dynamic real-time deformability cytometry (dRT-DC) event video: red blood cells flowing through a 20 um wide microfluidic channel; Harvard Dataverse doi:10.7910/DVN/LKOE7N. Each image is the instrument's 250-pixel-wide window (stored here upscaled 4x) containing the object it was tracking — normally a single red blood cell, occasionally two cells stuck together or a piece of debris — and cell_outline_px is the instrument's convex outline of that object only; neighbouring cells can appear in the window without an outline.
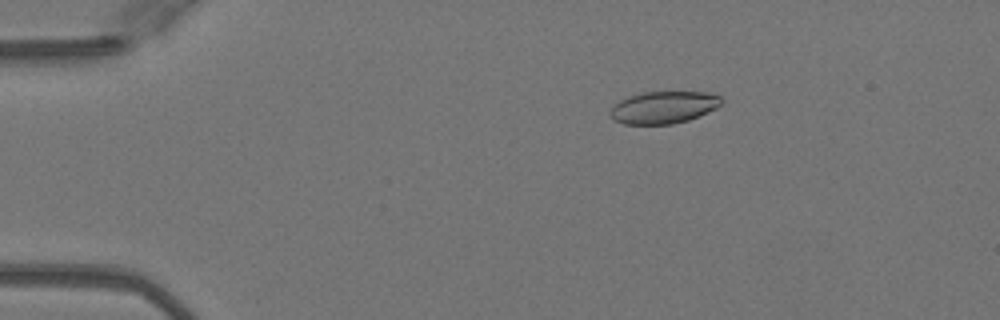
{"species": "Egyptian fruit bat (a non-hibernating species)", "species_latin": "Rousettus aegyptiacus", "temperature_condition": "warm", "stored_images_in_passage": 17, "camera_frame_rate_fps": 3000, "um_per_image_px": 0.085, "animal": {"sex": "female"}, "frame": {"image": 1, "passage_image": 10, "time_ms": 3.0, "image_size_px": [1000, 320], "cell_outline_px": [[724, 100], [716, 108], [708, 112], [688, 120], [672, 124], [624, 124], [612, 120], [612, 108], [620, 100], [628, 96], [644, 92], [708, 92], [720, 96]], "centroid_in_image_um": [56.43, 9.12], "position_along_channel_um": 28.6, "area_um2": 20.75}}